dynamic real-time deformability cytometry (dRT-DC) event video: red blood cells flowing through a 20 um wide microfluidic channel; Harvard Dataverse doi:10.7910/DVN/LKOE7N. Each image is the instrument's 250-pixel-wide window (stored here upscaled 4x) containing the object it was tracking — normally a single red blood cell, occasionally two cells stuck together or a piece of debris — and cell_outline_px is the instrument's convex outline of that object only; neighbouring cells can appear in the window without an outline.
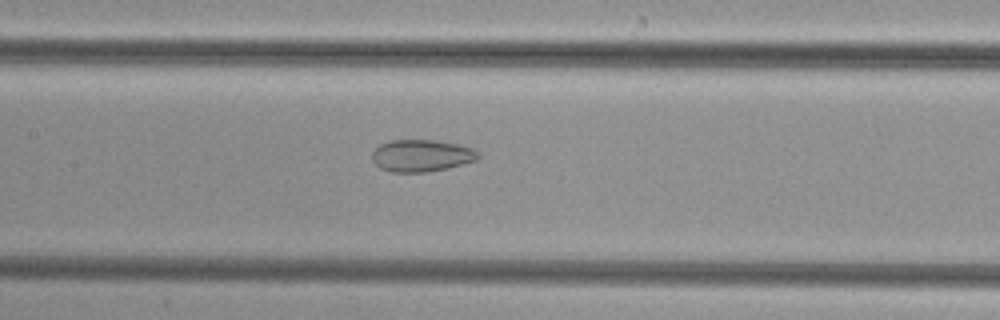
{"species": "common noctule bat (a hibernating species)", "species_latin": "Nyctalus noctula", "temperature_condition": "cold", "stored_images_in_passage": 36, "camera_frame_rate_fps": 3000, "um_per_image_px": 0.085, "animal": {"sex": "female", "body_mass_g": 29.2, "forearm_length_mm": 56.3}, "frame": {"image": 1, "passage_image": 10, "time_ms": 3.0, "image_size_px": [1000, 320], "cell_outline_px": [[480, 156], [476, 160], [444, 168], [424, 172], [392, 172], [380, 168], [372, 160], [372, 152], [380, 144], [392, 140], [432, 140], [460, 144], [472, 148], [480, 152]], "centroid_in_image_um": [35.82, 13.21], "position_along_channel_um": 171.6, "area_um2": 19.65}}
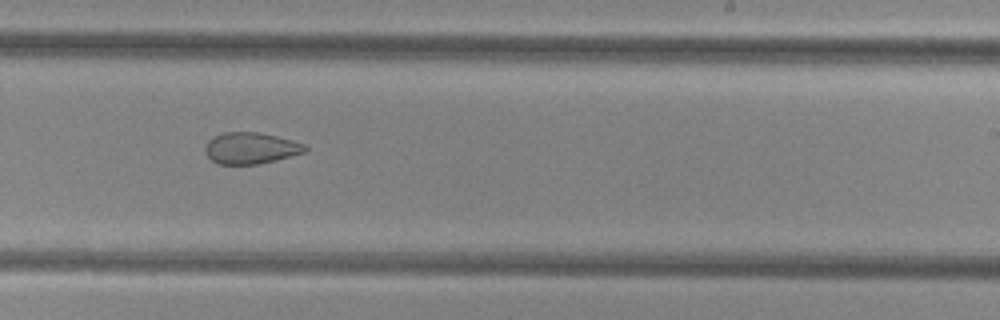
{"frame": {"image": 2, "passage_image": 17, "time_ms": 5.333, "image_size_px": [1000, 320], "cell_outline_px": [[308, 152], [276, 160], [256, 164], [220, 164], [212, 160], [208, 156], [204, 148], [208, 140], [212, 136], [224, 132], [260, 132], [292, 140], [304, 144], [308, 148]], "centroid_in_image_um": [21.33, 12.58], "position_along_channel_um": 267.7, "area_um2": 18.38}}
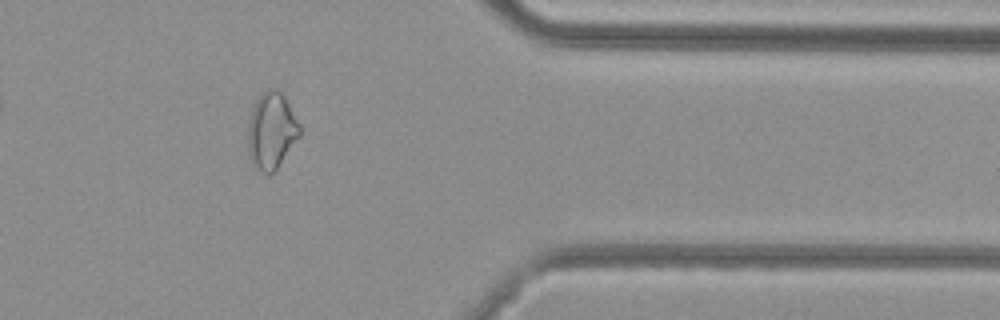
{"frame": {"image": 3, "passage_image": 27, "time_ms": 8.667, "image_size_px": [1000, 320], "cell_outline_px": [[300, 136], [276, 172], [268, 176], [260, 172], [252, 164], [248, 152], [248, 124], [252, 108], [256, 100], [268, 88], [276, 88], [284, 96], [300, 124]], "centroid_in_image_um": [23.08, 11.18], "position_along_channel_um": 388.3, "area_um2": 23.47}}